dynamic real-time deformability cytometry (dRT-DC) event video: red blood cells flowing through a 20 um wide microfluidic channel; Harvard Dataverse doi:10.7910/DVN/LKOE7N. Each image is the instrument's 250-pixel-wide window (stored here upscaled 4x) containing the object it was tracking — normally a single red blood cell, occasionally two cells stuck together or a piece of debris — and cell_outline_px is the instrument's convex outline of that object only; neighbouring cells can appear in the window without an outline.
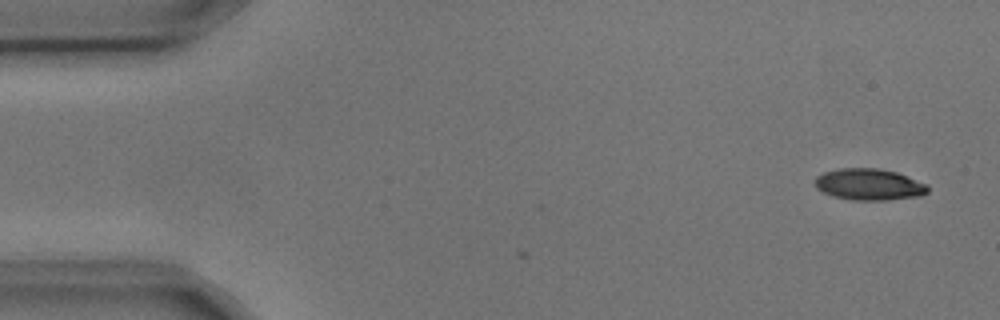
{"species": "common noctule bat (a hibernating species)", "species_latin": "Nyctalus noctula", "temperature_condition": "cold", "stored_images_in_passage": 5, "camera_frame_rate_fps": 3000, "um_per_image_px": 0.085, "animal": {"sex": "male", "body_mass_g": 17.9, "forearm_length_mm": 54.2}, "frame": {"image": 1, "passage_image": 1, "time_ms": 0.0, "image_size_px": [1000, 320], "cell_outline_px": [[928, 192], [920, 196], [884, 200], [852, 200], [832, 196], [816, 188], [816, 176], [824, 172], [840, 168], [880, 168], [896, 172], [928, 184]], "centroid_in_image_um": [73.88, 15.67], "position_along_channel_um": 11.1, "area_um2": 20.69}}
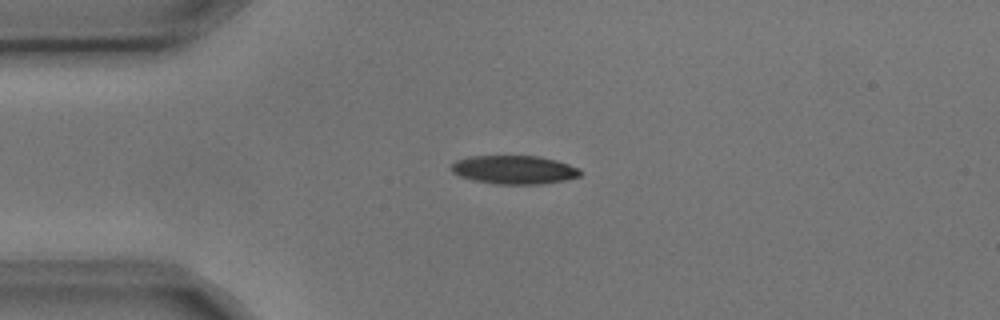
{"frame": {"image": 2, "passage_image": 4, "time_ms": 1.0, "image_size_px": [1000, 320], "cell_outline_px": [[580, 176], [564, 180], [540, 184], [496, 184], [472, 180], [460, 176], [452, 172], [452, 164], [456, 160], [468, 156], [540, 156], [556, 160], [580, 168]], "centroid_in_image_um": [43.69, 14.42], "position_along_channel_um": 41.3, "area_um2": 21.44}}